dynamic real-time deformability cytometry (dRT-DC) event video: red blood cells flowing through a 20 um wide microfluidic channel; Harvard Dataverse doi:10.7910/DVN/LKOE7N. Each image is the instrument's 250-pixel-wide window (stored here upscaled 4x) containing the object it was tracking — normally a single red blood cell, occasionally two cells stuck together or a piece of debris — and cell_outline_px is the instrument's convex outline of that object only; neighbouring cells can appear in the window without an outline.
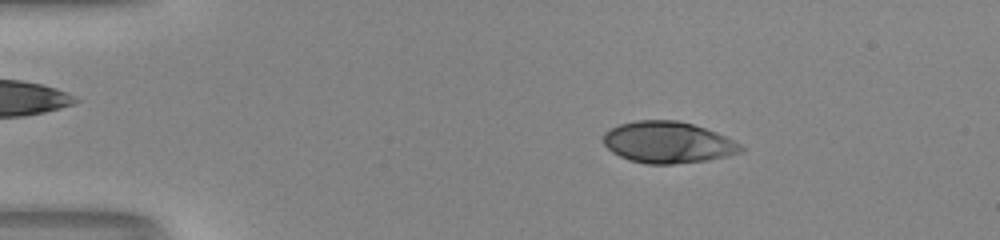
{"species": "human", "species_latin": "Homo sapiens", "temperature_condition": "room temperature", "stored_images_in_passage": 50, "camera_frame_rate_fps": 3000, "um_per_image_px": 0.085, "donor": {"sex": "male"}, "frame": {"image": 1, "passage_image": 9, "time_ms": 2.667, "image_size_px": [1000, 240], "cell_outline_px": [[744, 148], [740, 152], [728, 156], [704, 160], [672, 164], [648, 164], [628, 160], [612, 152], [604, 144], [604, 132], [620, 124], [636, 120], [676, 120], [692, 124], [716, 132], [740, 144]], "centroid_in_image_um": [56.74, 12.1], "position_along_channel_um": 28.3, "area_um2": 32.95}}
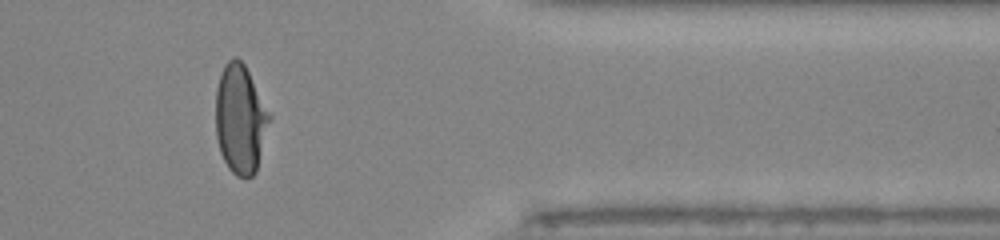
{"frame": {"image": 2, "passage_image": 42, "time_ms": 13.667, "image_size_px": [1000, 240], "cell_outline_px": [[272, 116], [256, 172], [248, 180], [236, 176], [228, 168], [220, 152], [216, 136], [216, 88], [220, 72], [224, 64], [232, 56], [236, 56], [244, 64]], "centroid_in_image_um": [20.43, 10.14], "position_along_channel_um": 391.0, "area_um2": 34.56}}
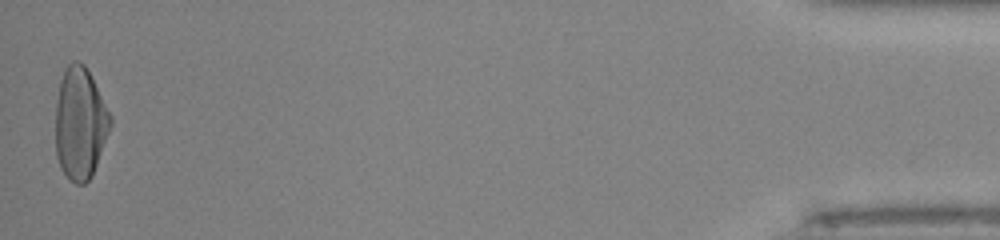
{"frame": {"image": 3, "passage_image": 50, "time_ms": 16.333, "image_size_px": [1000, 240], "cell_outline_px": [[112, 124], [92, 176], [84, 184], [76, 184], [68, 180], [60, 168], [56, 156], [56, 100], [60, 80], [64, 68], [72, 60], [76, 60], [84, 64], [112, 116]], "centroid_in_image_um": [6.8, 10.5], "position_along_channel_um": 428.4, "area_um2": 36.01}, "authors_computed_cell_mechanics": {"area_um2": 34.102, "velocity_mm_per_s": 4.1531, "shape_relaxation_time_tau1_ms": 4.4792, "shape_relaxation_time_tau2_ms": null, "deformation_change_tau1": 0.2269, "deformation_change_tau2": null}}